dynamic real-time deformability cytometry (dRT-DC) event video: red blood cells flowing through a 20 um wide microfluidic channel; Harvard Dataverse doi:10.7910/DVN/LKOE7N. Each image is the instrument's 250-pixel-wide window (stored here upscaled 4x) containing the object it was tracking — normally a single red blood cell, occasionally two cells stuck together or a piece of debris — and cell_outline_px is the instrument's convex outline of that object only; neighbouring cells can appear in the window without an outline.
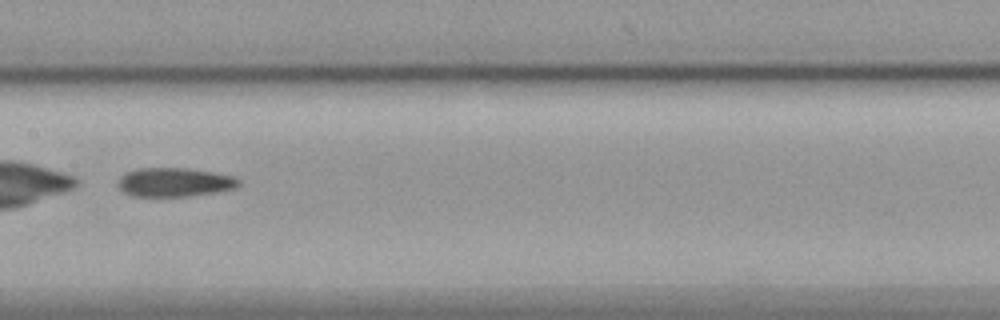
{"species": "common noctule bat (a hibernating species)", "species_latin": "Nyctalus noctula", "temperature_condition": "cold", "stored_images_in_passage": 55, "camera_frame_rate_fps": 3000, "um_per_image_px": 0.085, "animal": {"sex": "female", "body_mass_g": 19.9}, "frame": {"image": 1, "passage_image": 28, "time_ms": 9.0, "image_size_px": [1000, 320], "cell_outline_px": [[240, 184], [236, 188], [216, 192], [188, 196], [132, 196], [124, 192], [120, 188], [120, 176], [124, 172], [136, 168], [188, 168], [212, 172], [232, 176], [240, 180]], "centroid_in_image_um": [14.83, 15.48], "position_along_channel_um": 192.6, "area_um2": 20.29}}
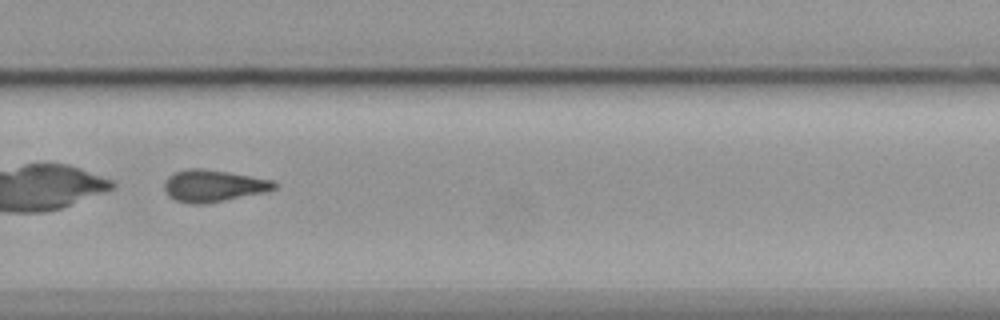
{"frame": {"image": 2, "passage_image": 38, "time_ms": 12.333, "image_size_px": [1000, 320], "cell_outline_px": [[276, 188], [264, 192], [204, 204], [188, 204], [176, 200], [168, 196], [164, 188], [164, 180], [168, 176], [176, 172], [188, 168], [204, 168], [228, 172], [272, 180], [276, 184]], "centroid_in_image_um": [18.08, 15.79], "position_along_channel_um": 311.7, "area_um2": 20.35}}